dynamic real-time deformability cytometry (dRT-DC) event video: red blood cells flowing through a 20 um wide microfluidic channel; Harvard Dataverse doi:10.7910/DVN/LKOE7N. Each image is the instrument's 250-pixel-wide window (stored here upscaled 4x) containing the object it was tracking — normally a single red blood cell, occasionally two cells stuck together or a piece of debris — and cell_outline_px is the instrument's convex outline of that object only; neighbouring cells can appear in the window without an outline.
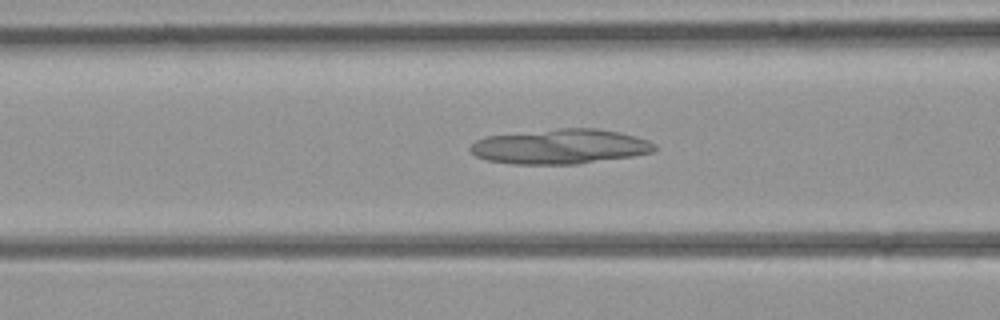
{"species": "common noctule bat (a hibernating species)", "species_latin": "Nyctalus noctula", "temperature_condition": "room temperature", "stored_images_in_passage": 32, "camera_frame_rate_fps": 3000, "um_per_image_px": 0.085, "animal": {"sex": "female", "body_mass_g": 21.9}, "frame": {"image": 1, "passage_image": 8, "time_ms": 2.333, "image_size_px": [1000, 320], "cell_outline_px": [[656, 148], [652, 152], [632, 156], [576, 164], [512, 164], [488, 160], [476, 156], [468, 148], [476, 140], [488, 136], [560, 128], [596, 128], [620, 132], [636, 136], [648, 140], [656, 144]], "centroid_in_image_um": [47.64, 12.45], "position_along_channel_um": 119.0, "area_um2": 37.28}}
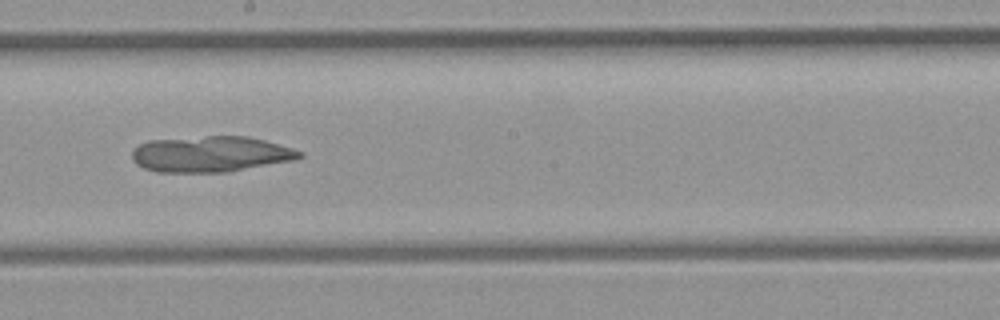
{"frame": {"image": 2, "passage_image": 15, "time_ms": 4.667, "image_size_px": [1000, 320], "cell_outline_px": [[304, 156], [296, 160], [228, 172], [156, 172], [144, 168], [136, 164], [132, 160], [132, 148], [148, 140], [208, 136], [248, 136], [264, 140], [292, 148], [304, 152]], "centroid_in_image_um": [17.91, 13.1], "position_along_channel_um": 230.3, "area_um2": 35.32}}
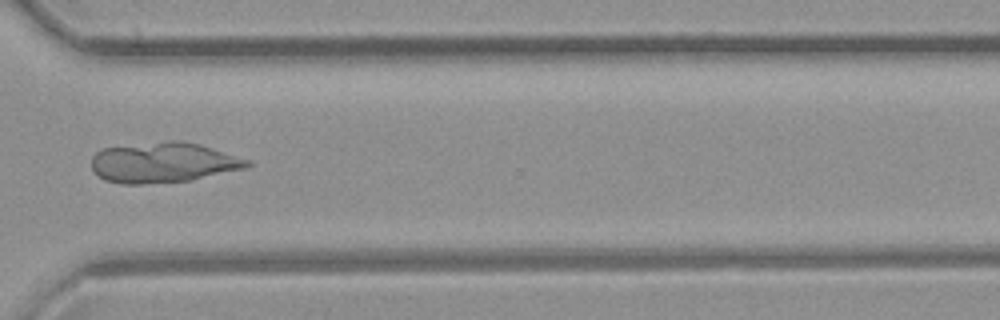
{"frame": {"image": 3, "passage_image": 23, "time_ms": 7.333, "image_size_px": [1000, 320], "cell_outline_px": [[252, 164], [248, 168], [188, 180], [144, 184], [120, 184], [104, 180], [92, 168], [92, 156], [100, 148], [168, 140], [180, 140], [200, 144], [252, 160]], "centroid_in_image_um": [13.9, 13.8], "position_along_channel_um": 356.7, "area_um2": 36.82}}